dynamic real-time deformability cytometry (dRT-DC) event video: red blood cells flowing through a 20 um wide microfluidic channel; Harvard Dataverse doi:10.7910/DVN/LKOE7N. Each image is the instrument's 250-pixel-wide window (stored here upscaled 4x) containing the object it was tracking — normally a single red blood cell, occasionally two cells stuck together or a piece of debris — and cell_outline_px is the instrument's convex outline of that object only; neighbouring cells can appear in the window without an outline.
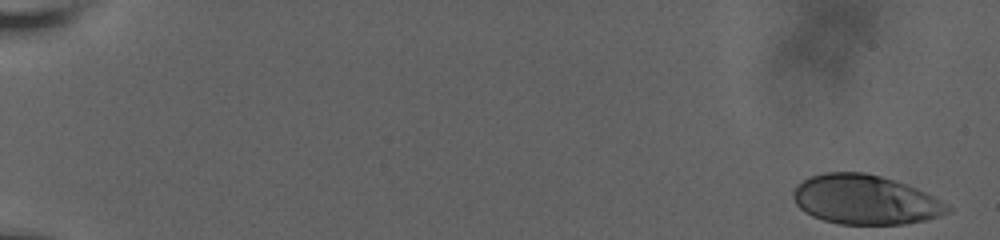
{"species": "human", "species_latin": "Homo sapiens", "temperature_condition": "room temperature", "stored_images_in_passage": 51, "camera_frame_rate_fps": 3000, "um_per_image_px": 0.085, "donor": {"sex": "male"}, "frame": {"image": 1, "passage_image": 1, "time_ms": 0.0, "image_size_px": [1000, 240], "cell_outline_px": [[952, 212], [924, 220], [904, 224], [840, 224], [824, 220], [812, 216], [804, 212], [796, 204], [792, 196], [792, 192], [796, 184], [812, 176], [824, 172], [864, 172], [880, 176], [916, 188], [940, 200], [952, 208]], "centroid_in_image_um": [73.51, 16.98], "position_along_channel_um": 11.5, "area_um2": 44.27}}
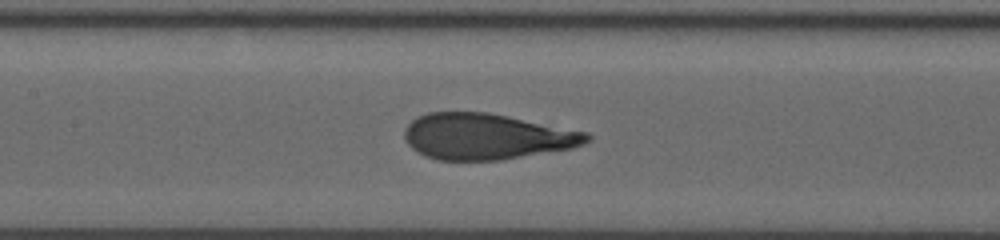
{"frame": {"image": 2, "passage_image": 30, "time_ms": 9.667, "image_size_px": [1000, 240], "cell_outline_px": [[592, 140], [584, 144], [572, 148], [500, 160], [436, 160], [424, 156], [412, 148], [404, 140], [404, 128], [416, 116], [428, 112], [488, 112], [588, 132], [592, 136]], "centroid_in_image_um": [41.34, 11.6], "position_along_channel_um": 166.1, "area_um2": 49.13}}
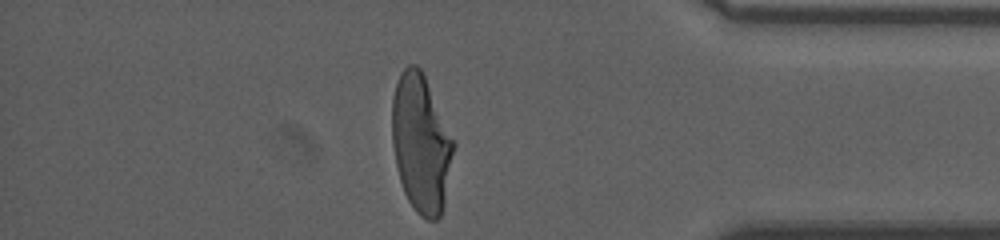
{"frame": {"image": 3, "passage_image": 51, "time_ms": 16.667, "image_size_px": [1000, 240], "cell_outline_px": [[456, 144], [444, 204], [440, 216], [436, 220], [428, 220], [420, 216], [416, 212], [408, 200], [404, 192], [400, 180], [396, 164], [392, 144], [392, 96], [400, 72], [408, 64], [416, 64], [420, 68], [456, 140]], "centroid_in_image_um": [35.8, 12.19], "position_along_channel_um": 399.4, "area_um2": 49.88}, "authors_computed_cell_mechanics": {"area_um2": 48.3786, "velocity_mm_per_s": 3.6565, "shape_relaxation_time_tau1_ms": 7.1655, "shape_relaxation_time_tau2_ms": null, "deformation_change_tau1": 0.2555, "deformation_change_tau2": null}}